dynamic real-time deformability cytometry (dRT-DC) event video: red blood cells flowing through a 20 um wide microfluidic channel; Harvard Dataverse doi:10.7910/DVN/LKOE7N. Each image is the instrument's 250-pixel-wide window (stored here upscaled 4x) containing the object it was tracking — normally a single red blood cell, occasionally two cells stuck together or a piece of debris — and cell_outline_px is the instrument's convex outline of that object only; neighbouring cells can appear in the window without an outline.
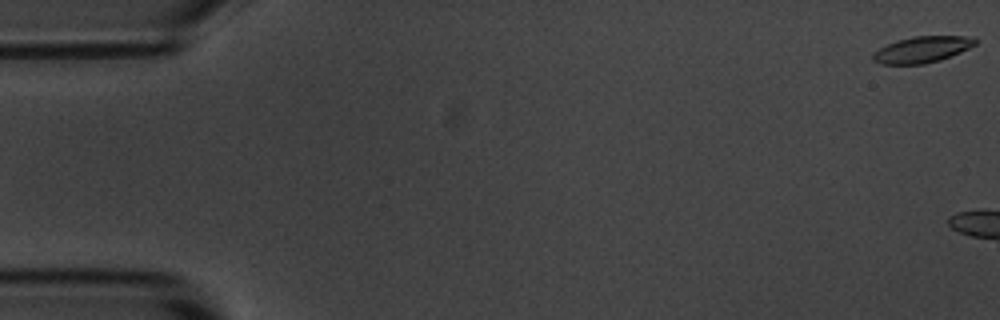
{"species": "common noctule bat (a hibernating species)", "species_latin": "Nyctalus noctula", "temperature_condition": "room temperature", "stored_images_in_passage": 5, "camera_frame_rate_fps": 3000, "um_per_image_px": 0.085, "animal": {"sex": "male", "body_mass_g": 20.1, "forearm_length_mm": 53.5}, "frame": {"image": 1, "passage_image": 1, "time_ms": 0.0, "image_size_px": [1000, 320], "cell_outline_px": [[976, 44], [960, 52], [940, 60], [924, 64], [880, 64], [872, 60], [872, 52], [896, 40], [912, 36], [964, 36], [976, 40]], "centroid_in_image_um": [78.32, 4.21], "position_along_channel_um": 6.7, "area_um2": 15.55}}